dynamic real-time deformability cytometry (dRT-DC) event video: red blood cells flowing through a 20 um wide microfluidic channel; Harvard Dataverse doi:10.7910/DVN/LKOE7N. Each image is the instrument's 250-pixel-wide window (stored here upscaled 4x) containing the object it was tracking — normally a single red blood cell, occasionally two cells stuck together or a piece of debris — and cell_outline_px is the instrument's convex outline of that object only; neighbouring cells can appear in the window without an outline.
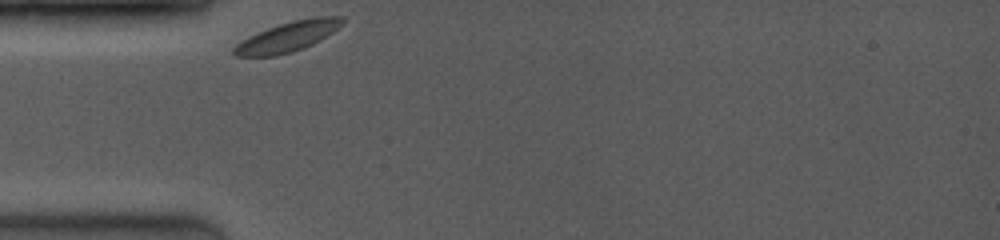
{"species": "common noctule bat (a hibernating species)", "species_latin": "Nyctalus noctula", "temperature_condition": "room temperature", "stored_images_in_passage": 39, "camera_frame_rate_fps": 4000, "um_per_image_px": 0.085, "animal": {"sex": "female", "body_mass_g": 19.0, "forearm_length_mm": 53.3}, "frame": {"image": 1, "passage_image": 1, "time_ms": 0.0, "image_size_px": [1000, 240], "cell_outline_px": [[344, 24], [332, 32], [292, 52], [276, 56], [236, 56], [232, 52], [232, 48], [240, 40], [248, 36], [268, 28], [292, 20], [312, 16], [344, 16]], "centroid_in_image_um": [24.42, 3.1], "position_along_channel_um": 60.6, "area_um2": 18.73}}
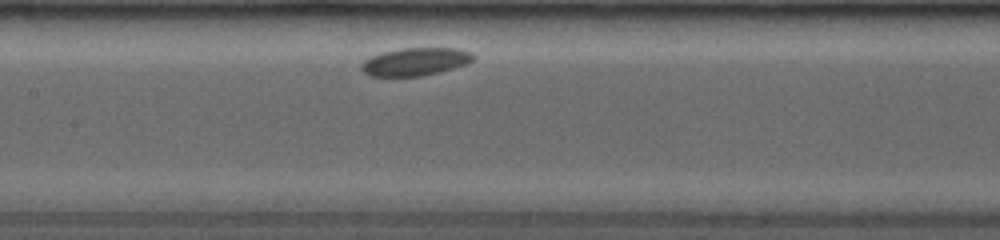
{"frame": {"image": 2, "passage_image": 14, "time_ms": 3.25, "image_size_px": [1000, 240], "cell_outline_px": [[476, 56], [472, 60], [464, 64], [452, 68], [420, 76], [372, 76], [364, 72], [360, 68], [360, 64], [364, 60], [380, 52], [400, 48], [460, 48], [472, 52]], "centroid_in_image_um": [35.28, 5.22], "position_along_channel_um": 172.1, "area_um2": 18.09}}
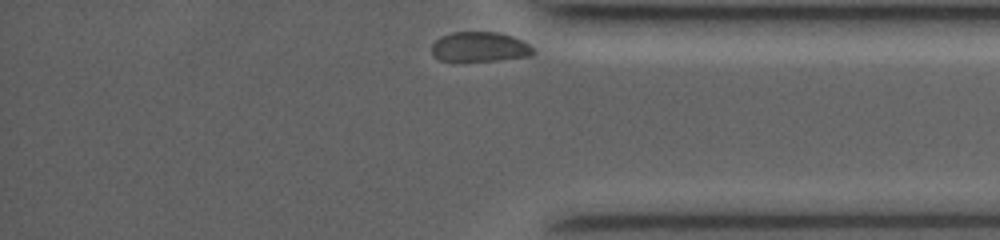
{"frame": {"image": 3, "passage_image": 39, "time_ms": 9.5, "image_size_px": [1000, 240], "cell_outline_px": [[536, 52], [532, 56], [496, 60], [440, 60], [432, 52], [432, 44], [440, 36], [452, 32], [500, 32], [524, 40]], "centroid_in_image_um": [40.82, 3.97], "position_along_channel_um": 394.4, "area_um2": 17.57}}